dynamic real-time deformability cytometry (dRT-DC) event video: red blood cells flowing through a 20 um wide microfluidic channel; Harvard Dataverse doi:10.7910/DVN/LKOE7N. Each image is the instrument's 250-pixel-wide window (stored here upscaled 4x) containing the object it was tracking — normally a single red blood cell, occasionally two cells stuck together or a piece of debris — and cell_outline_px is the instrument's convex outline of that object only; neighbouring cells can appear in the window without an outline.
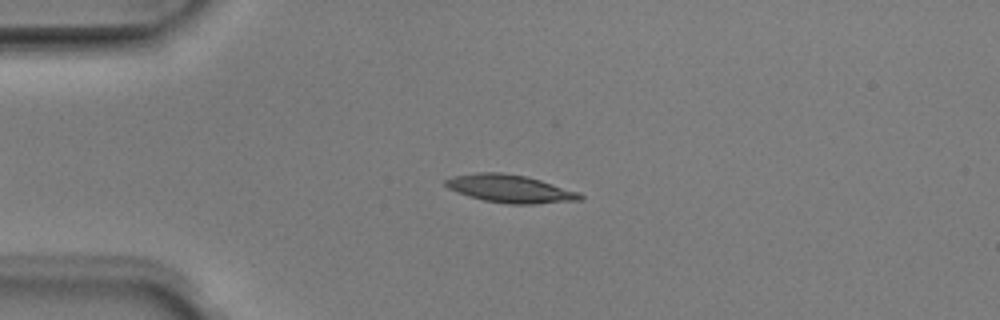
{"species": "Egyptian fruit bat (a non-hibernating species)", "species_latin": "Rousettus aegyptiacus", "temperature_condition": "room temperature", "stored_images_in_passage": 4, "camera_frame_rate_fps": 3000, "um_per_image_px": 0.085, "animal": {"sex": "male"}, "frame": {"image": 1, "passage_image": 3, "time_ms": 0.667, "image_size_px": [1000, 320], "cell_outline_px": [[584, 200], [536, 204], [508, 204], [484, 200], [468, 196], [456, 192], [448, 188], [444, 184], [444, 180], [452, 176], [480, 172], [500, 172], [524, 176], [540, 180], [580, 192], [584, 196]], "centroid_in_image_um": [43.37, 16.05], "position_along_channel_um": 41.6, "area_um2": 21.96}}